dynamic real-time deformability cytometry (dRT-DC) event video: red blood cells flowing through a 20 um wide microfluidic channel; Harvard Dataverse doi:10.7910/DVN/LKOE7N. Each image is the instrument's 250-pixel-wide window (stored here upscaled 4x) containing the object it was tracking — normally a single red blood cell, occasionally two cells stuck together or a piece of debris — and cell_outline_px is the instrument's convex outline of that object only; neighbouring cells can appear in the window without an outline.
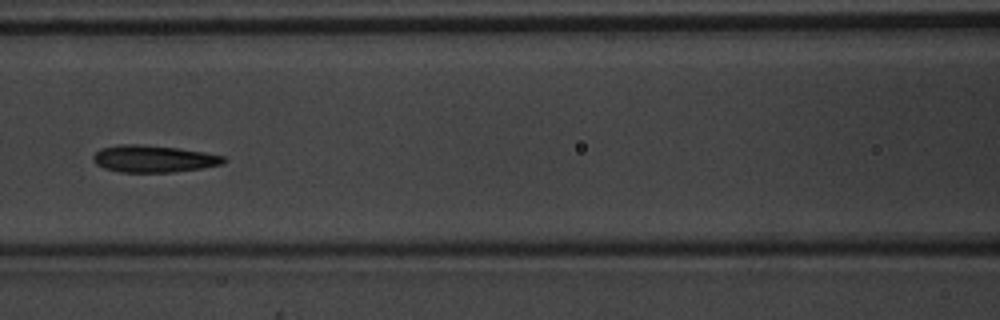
{"species": "common noctule bat (a hibernating species)", "species_latin": "Nyctalus noctula", "temperature_condition": "warm", "stored_images_in_passage": 7, "camera_frame_rate_fps": 3000, "um_per_image_px": 0.085, "animal": {"sex": "male", "body_mass_g": 20.1, "forearm_length_mm": 53.5}, "frame": {"image": 1, "passage_image": 7, "time_ms": 2.0, "image_size_px": [1000, 320], "cell_outline_px": [[228, 160], [224, 164], [200, 168], [172, 172], [120, 172], [104, 168], [96, 164], [92, 160], [92, 156], [100, 148], [120, 144], [136, 144], [176, 148], [204, 152], [224, 156]], "centroid_in_image_um": [13.04, 13.5], "position_along_channel_um": 153.6, "area_um2": 20.52}}